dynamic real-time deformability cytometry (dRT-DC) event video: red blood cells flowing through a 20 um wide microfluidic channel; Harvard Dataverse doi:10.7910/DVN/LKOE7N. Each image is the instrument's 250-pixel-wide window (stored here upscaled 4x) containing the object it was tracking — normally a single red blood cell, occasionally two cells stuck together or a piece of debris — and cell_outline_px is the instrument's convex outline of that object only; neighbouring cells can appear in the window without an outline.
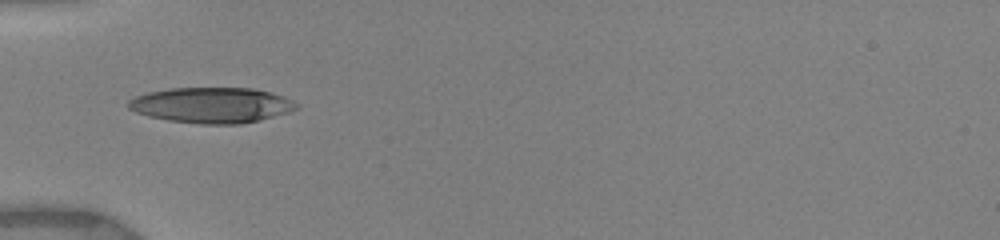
{"species": "human", "species_latin": "Homo sapiens", "temperature_condition": "warm", "stored_images_in_passage": 42, "camera_frame_rate_fps": 3000, "um_per_image_px": 0.085, "donor": {"sex": "female"}, "frame": {"image": 1, "passage_image": 1, "time_ms": 0.0, "image_size_px": [1000, 240], "cell_outline_px": [[300, 108], [288, 112], [260, 120], [240, 124], [200, 124], [168, 120], [148, 116], [136, 112], [128, 108], [128, 100], [136, 96], [148, 92], [172, 88], [252, 88], [272, 92], [292, 100], [300, 104]], "centroid_in_image_um": [18.02, 8.94], "position_along_channel_um": 67.0, "area_um2": 34.91}}
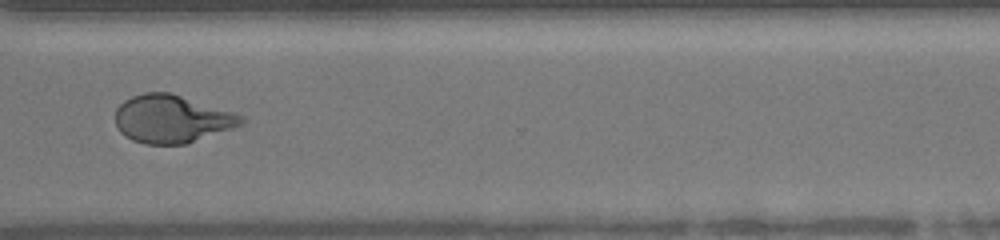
{"frame": {"image": 2, "passage_image": 41, "time_ms": 7.333, "image_size_px": [1000, 240], "cell_outline_px": [[244, 124], [188, 144], [144, 144], [132, 140], [124, 136], [120, 132], [116, 124], [116, 108], [124, 100], [132, 96], [144, 92], [168, 92], [232, 112], [244, 116]], "centroid_in_image_um": [14.58, 10.13], "position_along_channel_um": 356.0, "area_um2": 35.03}}